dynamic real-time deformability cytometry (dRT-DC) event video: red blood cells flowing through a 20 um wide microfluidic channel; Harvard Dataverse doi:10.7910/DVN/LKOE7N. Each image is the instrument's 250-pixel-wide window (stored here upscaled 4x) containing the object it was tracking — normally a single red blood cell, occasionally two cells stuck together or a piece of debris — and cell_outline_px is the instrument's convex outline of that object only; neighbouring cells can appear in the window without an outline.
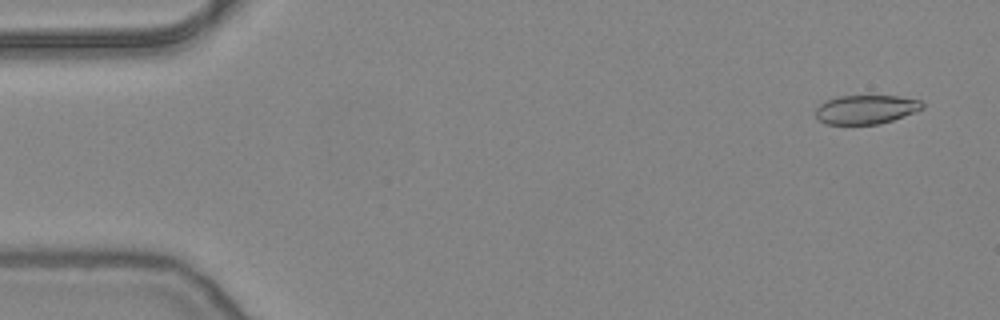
{"species": "common noctule bat (a hibernating species)", "species_latin": "Nyctalus noctula", "temperature_condition": "warm", "stored_images_in_passage": 53, "camera_frame_rate_fps": 3000, "um_per_image_px": 0.085, "animal": {"sex": "female", "body_mass_g": 24.6, "forearm_length_mm": 56.2}, "frame": {"image": 1, "passage_image": 3, "time_ms": 0.667, "image_size_px": [1000, 320], "cell_outline_px": [[924, 108], [916, 112], [880, 124], [824, 124], [816, 116], [816, 108], [824, 100], [840, 96], [900, 96], [920, 100], [924, 104]], "centroid_in_image_um": [73.62, 9.3], "position_along_channel_um": 11.4, "area_um2": 18.09}}
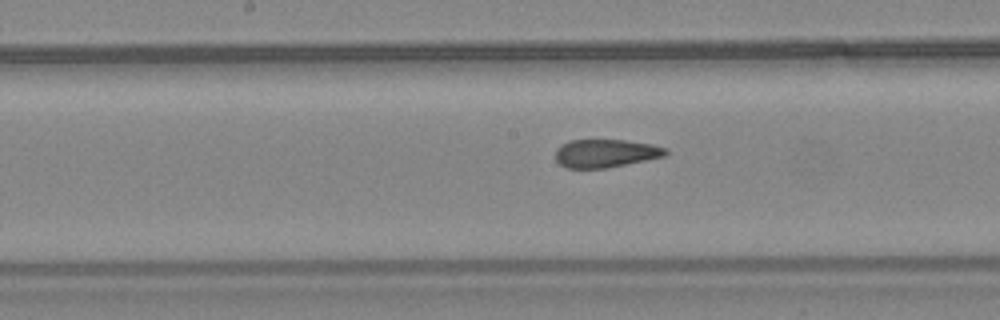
{"frame": {"image": 2, "passage_image": 27, "time_ms": 8.667, "image_size_px": [1000, 320], "cell_outline_px": [[668, 152], [664, 156], [608, 168], [568, 168], [560, 164], [556, 160], [556, 148], [572, 140], [624, 140], [652, 144], [668, 148]], "centroid_in_image_um": [51.5, 13.03], "position_along_channel_um": 196.7, "area_um2": 17.98}}
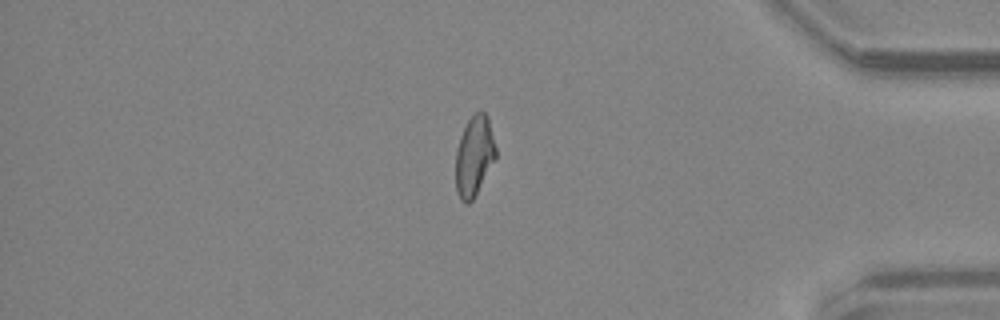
{"frame": {"image": 3, "passage_image": 45, "time_ms": 14.667, "image_size_px": [1000, 320], "cell_outline_px": [[496, 156], [472, 200], [468, 204], [464, 204], [460, 200], [456, 192], [456, 148], [460, 136], [468, 120], [476, 112], [484, 112], [488, 116], [496, 148]], "centroid_in_image_um": [40.29, 13.26], "position_along_channel_um": 394.9, "area_um2": 18.5}, "authors_computed_cell_mechanics": {"area_um2": 19.074, "velocity_mm_per_s": 3.85, "shape_relaxation_time_tau1_ms": null, "shape_relaxation_time_tau2_ms": 1.4397, "deformation_change_tau1": null, "deformation_change_tau2": 0.0843}}